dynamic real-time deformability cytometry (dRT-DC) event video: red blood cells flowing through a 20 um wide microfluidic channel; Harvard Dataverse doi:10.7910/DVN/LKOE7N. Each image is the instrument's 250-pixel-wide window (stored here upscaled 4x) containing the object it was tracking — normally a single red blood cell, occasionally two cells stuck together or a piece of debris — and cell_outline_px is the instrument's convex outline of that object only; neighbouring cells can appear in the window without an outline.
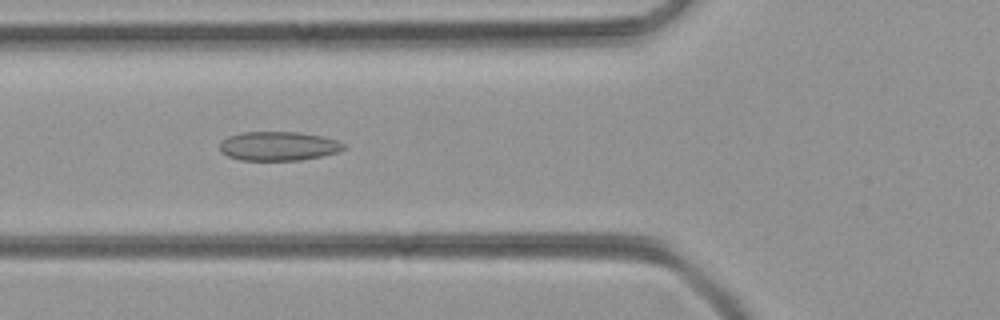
{"species": "common noctule bat (a hibernating species)", "species_latin": "Nyctalus noctula", "temperature_condition": "room temperature", "stored_images_in_passage": 46, "camera_frame_rate_fps": 3000, "um_per_image_px": 0.085, "animal": {"sex": "female", "body_mass_g": 21.9}, "frame": {"image": 1, "passage_image": 14, "time_ms": 4.333, "image_size_px": [1000, 320], "cell_outline_px": [[348, 148], [336, 152], [320, 156], [300, 160], [240, 160], [228, 156], [220, 152], [220, 144], [228, 136], [240, 132], [300, 132], [320, 136], [336, 140], [344, 144]], "centroid_in_image_um": [23.65, 12.41], "position_along_channel_um": 102.1, "area_um2": 20.92}}
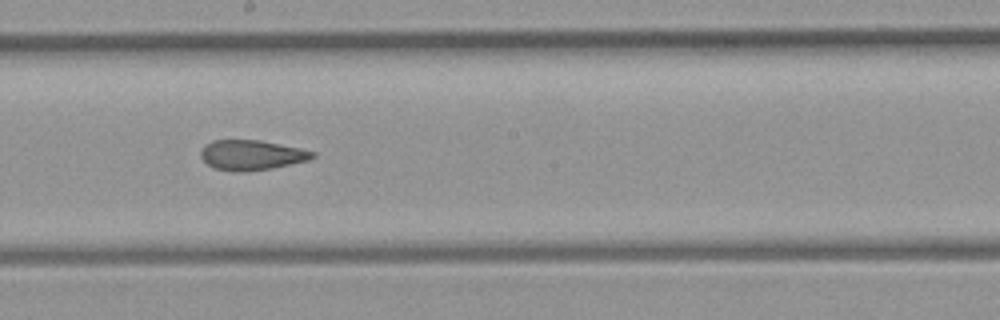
{"frame": {"image": 2, "passage_image": 23, "time_ms": 7.333, "image_size_px": [1000, 320], "cell_outline_px": [[316, 156], [308, 160], [272, 168], [244, 172], [232, 172], [216, 168], [208, 164], [200, 156], [200, 152], [204, 144], [212, 140], [260, 140], [300, 148], [316, 152]], "centroid_in_image_um": [21.37, 13.17], "position_along_channel_um": 226.8, "area_um2": 19.59}}
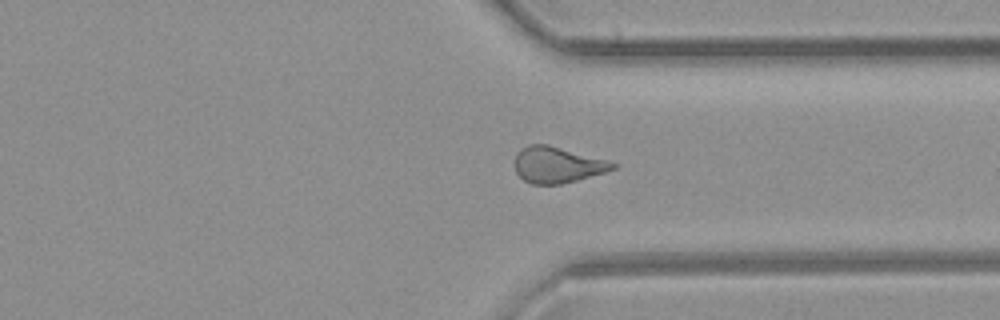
{"frame": {"image": 3, "passage_image": 33, "time_ms": 10.667, "image_size_px": [1000, 320], "cell_outline_px": [[616, 168], [604, 172], [576, 180], [560, 184], [532, 184], [524, 180], [516, 172], [516, 152], [520, 148], [528, 144], [548, 144], [608, 160], [616, 164]], "centroid_in_image_um": [47.35, 13.99], "position_along_channel_um": 364.0, "area_um2": 20.46}}